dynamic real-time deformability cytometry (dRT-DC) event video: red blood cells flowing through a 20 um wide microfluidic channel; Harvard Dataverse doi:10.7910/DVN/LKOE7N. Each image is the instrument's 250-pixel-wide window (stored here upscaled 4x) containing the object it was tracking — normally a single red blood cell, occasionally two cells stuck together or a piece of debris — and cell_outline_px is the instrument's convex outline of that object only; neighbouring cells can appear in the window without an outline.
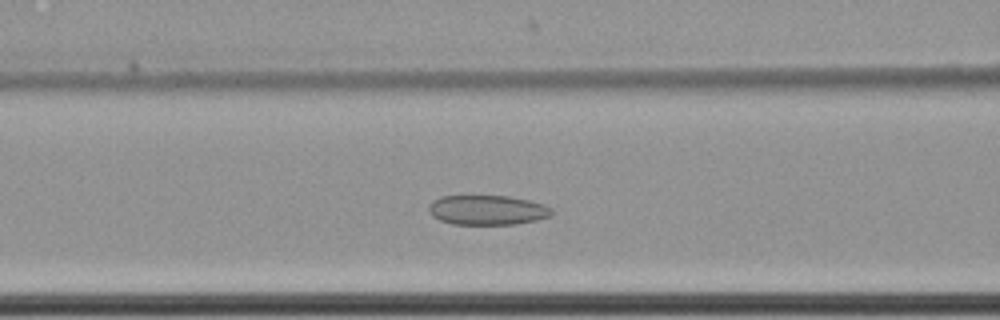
{"species": "common noctule bat (a hibernating species)", "species_latin": "Nyctalus noctula", "temperature_condition": "cold", "stored_images_in_passage": 57, "camera_frame_rate_fps": 3000, "um_per_image_px": 0.085, "animal": {"sex": "female", "body_mass_g": 22.7, "forearm_length_mm": 54.2}, "frame": {"image": 1, "passage_image": 22, "time_ms": 7.0, "image_size_px": [1000, 320], "cell_outline_px": [[552, 216], [536, 220], [512, 224], [452, 224], [440, 220], [432, 216], [428, 212], [428, 204], [432, 200], [440, 196], [508, 196], [528, 200], [544, 204], [552, 208]], "centroid_in_image_um": [41.39, 17.85], "position_along_channel_um": 125.2, "area_um2": 21.39}}
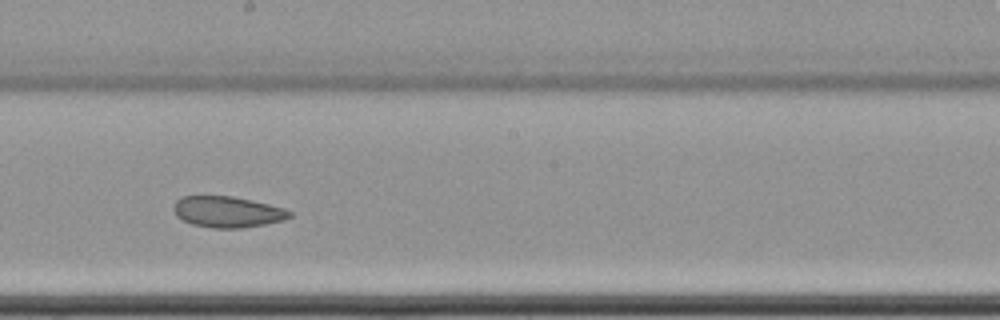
{"frame": {"image": 2, "passage_image": 31, "time_ms": 10.0, "image_size_px": [1000, 320], "cell_outline_px": [[292, 216], [284, 220], [264, 224], [240, 228], [212, 228], [192, 224], [176, 216], [172, 208], [176, 200], [180, 196], [232, 196], [252, 200], [284, 208], [292, 212]], "centroid_in_image_um": [19.31, 18.0], "position_along_channel_um": 228.9, "area_um2": 21.04}}
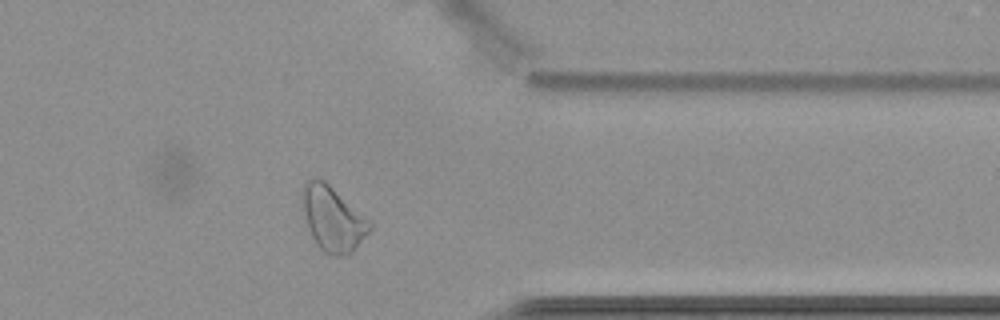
{"frame": {"image": 3, "passage_image": 45, "time_ms": 14.667, "image_size_px": [1000, 320], "cell_outline_px": [[372, 228], [352, 252], [348, 256], [336, 256], [324, 252], [316, 244], [308, 228], [300, 208], [300, 188], [304, 180], [316, 176], [324, 180], [368, 220], [372, 224]], "centroid_in_image_um": [28.19, 18.56], "position_along_channel_um": 383.2, "area_um2": 25.78}, "authors_computed_cell_mechanics": {"area_um2": 24.5072, "velocity_mm_per_s": 3.4604, "shape_relaxation_time_tau1_ms": null, "shape_relaxation_time_tau2_ms": 5.8106, "deformation_change_tau1": null, "deformation_change_tau2": 0.1036}}